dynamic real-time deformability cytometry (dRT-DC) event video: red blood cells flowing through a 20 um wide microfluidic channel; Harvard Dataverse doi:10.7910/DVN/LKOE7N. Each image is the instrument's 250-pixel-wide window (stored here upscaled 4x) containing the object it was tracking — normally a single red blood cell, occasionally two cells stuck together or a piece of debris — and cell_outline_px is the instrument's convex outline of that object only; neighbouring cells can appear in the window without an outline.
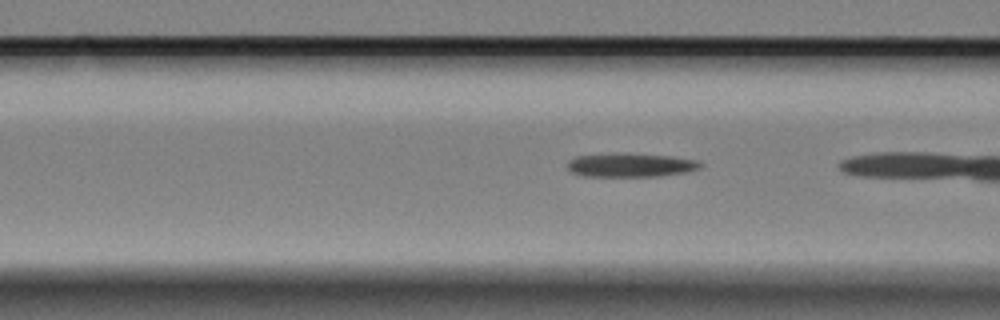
{"species": "Egyptian fruit bat (a non-hibernating species)", "species_latin": "Rousettus aegyptiacus", "temperature_condition": "cold", "stored_images_in_passage": 5, "camera_frame_rate_fps": 3000, "um_per_image_px": 0.085, "animal": {"sex": "female"}, "frame": {"image": 1, "passage_image": 4, "time_ms": 1.0, "image_size_px": [1000, 320], "cell_outline_px": [[704, 164], [700, 168], [684, 172], [660, 176], [584, 176], [572, 172], [568, 168], [568, 164], [576, 156], [624, 152], [668, 156], [696, 160]], "centroid_in_image_um": [53.61, 14.02], "position_along_channel_um": 113.0, "area_um2": 18.32}}